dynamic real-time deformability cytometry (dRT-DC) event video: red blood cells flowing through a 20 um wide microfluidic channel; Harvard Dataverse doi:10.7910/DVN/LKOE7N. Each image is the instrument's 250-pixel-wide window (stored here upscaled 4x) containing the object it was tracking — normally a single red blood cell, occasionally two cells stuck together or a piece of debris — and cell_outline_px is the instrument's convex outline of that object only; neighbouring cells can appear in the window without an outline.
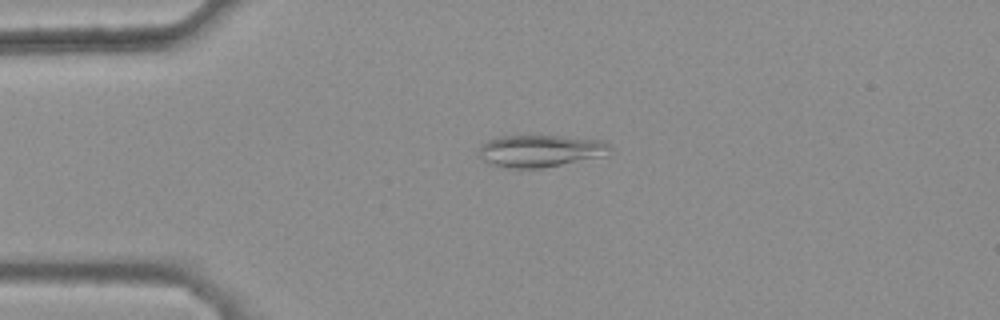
{"species": "common noctule bat (a hibernating species)", "species_latin": "Nyctalus noctula", "temperature_condition": "warm", "stored_images_in_passage": 39, "camera_frame_rate_fps": 3000, "um_per_image_px": 0.085, "animal": {"sex": "female", "body_mass_g": 25.1}, "frame": {"image": 1, "passage_image": 5, "time_ms": 1.333, "image_size_px": [1000, 320], "cell_outline_px": [[612, 148], [608, 156], [540, 168], [512, 168], [496, 164], [484, 160], [476, 156], [476, 148], [488, 140], [504, 136], [528, 132], [604, 140]], "centroid_in_image_um": [45.95, 12.77], "position_along_channel_um": 39.1, "area_um2": 25.66}}
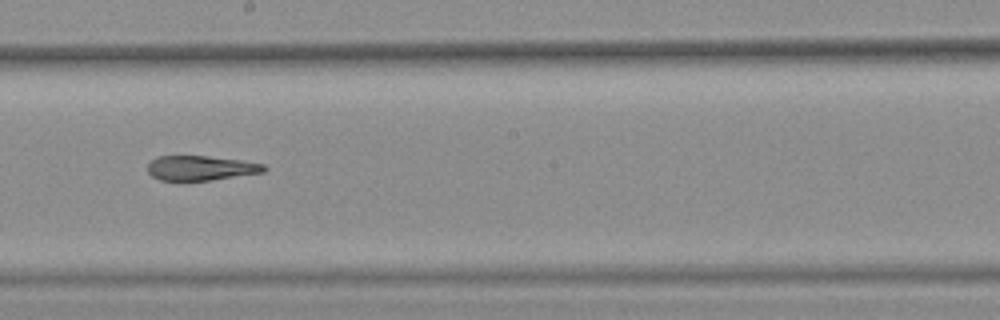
{"frame": {"image": 2, "passage_image": 22, "time_ms": 7.0, "image_size_px": [1000, 320], "cell_outline_px": [[268, 168], [264, 172], [212, 180], [160, 180], [152, 176], [148, 172], [148, 164], [156, 156], [208, 156], [240, 160], [264, 164]], "centroid_in_image_um": [17.07, 14.28], "position_along_channel_um": 231.1, "area_um2": 16.7}}
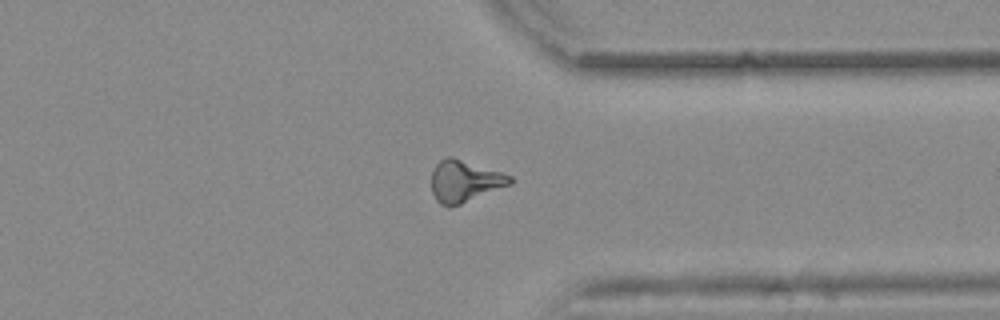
{"frame": {"image": 3, "passage_image": 33, "time_ms": 10.667, "image_size_px": [1000, 320], "cell_outline_px": [[512, 184], [460, 204], [448, 208], [440, 204], [436, 200], [432, 192], [432, 168], [444, 156], [452, 156], [512, 176]], "centroid_in_image_um": [39.46, 15.4], "position_along_channel_um": 371.9, "area_um2": 19.13}, "authors_computed_cell_mechanics": {"area_um2": 18.6116, "velocity_mm_per_s": 3.8982, "shape_relaxation_time_tau1_ms": null, "shape_relaxation_time_tau2_ms": 3.2962, "deformation_change_tau1": null, "deformation_change_tau2": 0.0893}}